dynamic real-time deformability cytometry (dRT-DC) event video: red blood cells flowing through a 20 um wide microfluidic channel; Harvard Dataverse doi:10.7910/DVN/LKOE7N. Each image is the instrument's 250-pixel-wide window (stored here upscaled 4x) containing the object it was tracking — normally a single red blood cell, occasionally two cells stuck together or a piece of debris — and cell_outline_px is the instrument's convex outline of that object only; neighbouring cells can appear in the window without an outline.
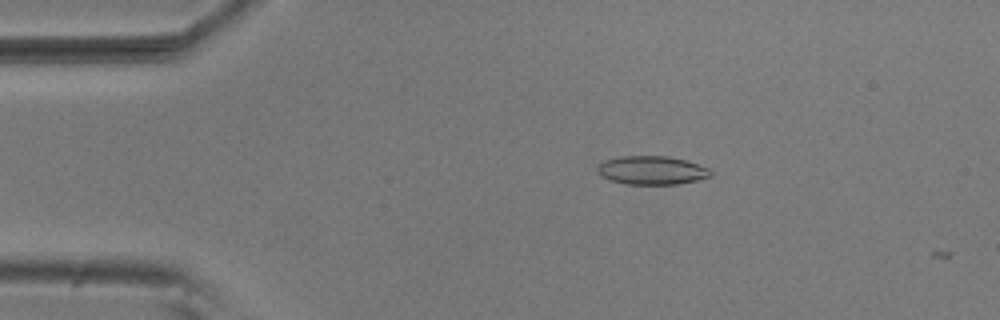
{"species": "common noctule bat (a hibernating species)", "species_latin": "Nyctalus noctula", "temperature_condition": "room temperature", "stored_images_in_passage": 2, "camera_frame_rate_fps": 3000, "um_per_image_px": 0.085, "animal": {"sex": "male", "body_mass_g": 20.5, "forearm_length_mm": 52.5}, "frame": {"image": 1, "passage_image": 1, "time_ms": 0.0, "image_size_px": [1000, 320], "cell_outline_px": [[712, 176], [696, 180], [676, 184], [624, 184], [608, 180], [600, 176], [596, 172], [596, 168], [604, 160], [620, 156], [668, 156], [684, 160], [708, 168], [712, 172]], "centroid_in_image_um": [55.34, 14.48], "position_along_channel_um": 29.7, "area_um2": 18.9}}